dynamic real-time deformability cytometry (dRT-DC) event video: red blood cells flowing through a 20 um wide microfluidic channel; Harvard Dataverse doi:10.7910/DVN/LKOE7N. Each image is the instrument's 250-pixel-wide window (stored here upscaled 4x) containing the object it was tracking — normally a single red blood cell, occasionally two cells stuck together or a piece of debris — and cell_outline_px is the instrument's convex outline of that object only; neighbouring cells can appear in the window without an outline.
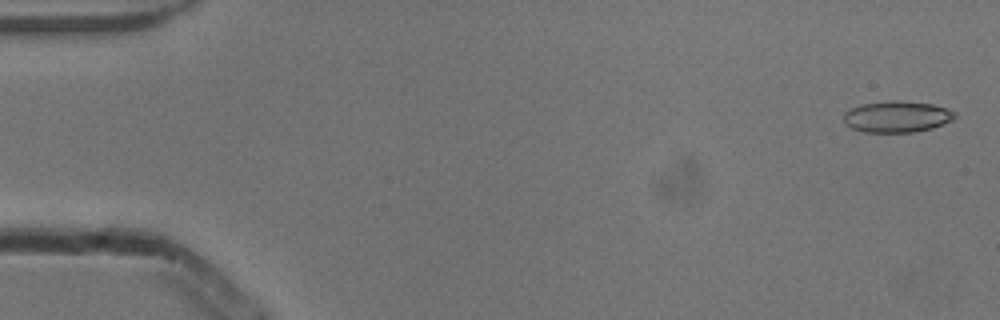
{"species": "common noctule bat (a hibernating species)", "species_latin": "Nyctalus noctula", "temperature_condition": "cold", "stored_images_in_passage": 53, "camera_frame_rate_fps": 3000, "um_per_image_px": 0.085, "animal": {"sex": "male", "body_mass_g": 13.3}, "frame": {"image": 1, "passage_image": 2, "time_ms": 0.333, "image_size_px": [1000, 320], "cell_outline_px": [[956, 116], [952, 120], [944, 124], [932, 128], [912, 132], [864, 132], [852, 128], [844, 124], [844, 112], [860, 104], [888, 100], [896, 100], [932, 104], [956, 112]], "centroid_in_image_um": [76.22, 9.91], "position_along_channel_um": 8.8, "area_um2": 20.35}}
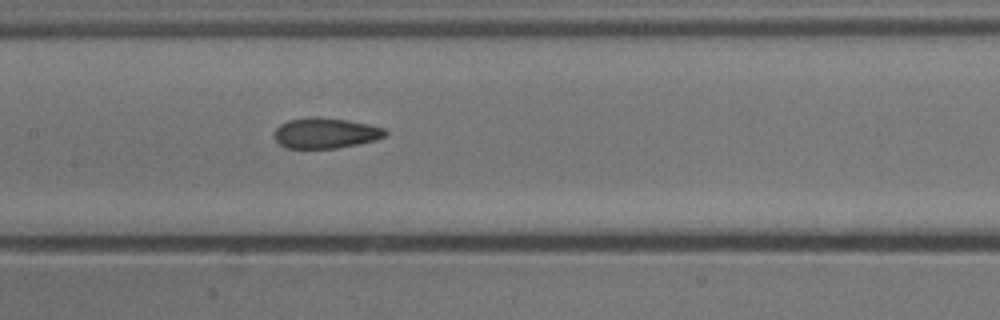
{"frame": {"image": 2, "passage_image": 26, "time_ms": 8.333, "image_size_px": [1000, 320], "cell_outline_px": [[388, 132], [384, 136], [376, 140], [336, 148], [288, 148], [280, 144], [276, 140], [276, 128], [280, 124], [288, 120], [316, 116], [348, 120], [368, 124], [384, 128]], "centroid_in_image_um": [27.68, 11.3], "position_along_channel_um": 179.7, "area_um2": 19.54}}
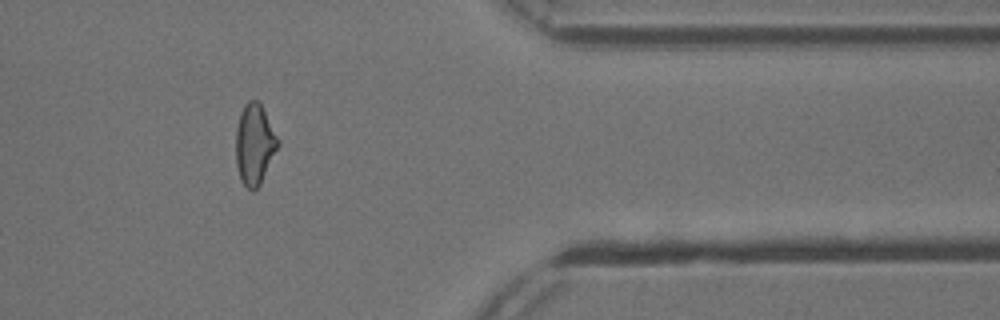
{"frame": {"image": 3, "passage_image": 44, "time_ms": 14.333, "image_size_px": [1000, 320], "cell_outline_px": [[280, 144], [260, 184], [252, 192], [240, 180], [236, 164], [236, 128], [240, 112], [244, 104], [248, 100], [256, 100], [260, 104], [280, 140]], "centroid_in_image_um": [21.63, 12.27], "position_along_channel_um": 389.8, "area_um2": 19.77}, "authors_computed_cell_mechanics": {"area_um2": 20.0566, "velocity_mm_per_s": 3.8684, "shape_relaxation_time_tau1_ms": 7.1103, "shape_relaxation_time_tau2_ms": 2.0184, "deformation_change_tau1": 0.1576, "deformation_change_tau2": 0.093}}